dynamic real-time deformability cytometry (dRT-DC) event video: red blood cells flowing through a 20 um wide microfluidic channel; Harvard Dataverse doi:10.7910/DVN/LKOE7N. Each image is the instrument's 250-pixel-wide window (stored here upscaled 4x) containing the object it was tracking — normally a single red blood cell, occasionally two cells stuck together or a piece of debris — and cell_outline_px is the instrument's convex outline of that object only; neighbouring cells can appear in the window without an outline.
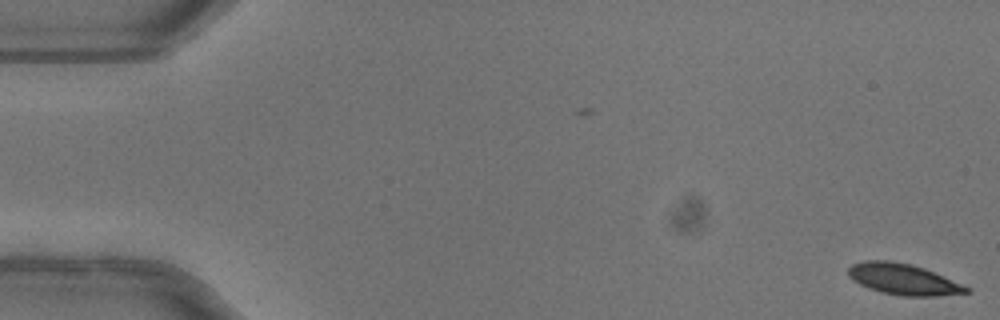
{"species": "common noctule bat (a hibernating species)", "species_latin": "Nyctalus noctula", "temperature_condition": "warm", "stored_images_in_passage": 52, "camera_frame_rate_fps": 3000, "um_per_image_px": 0.085, "animal": {"sex": "female"}, "frame": {"image": 1, "passage_image": 1, "time_ms": 0.0, "image_size_px": [1000, 320], "cell_outline_px": [[972, 292], [932, 296], [900, 296], [880, 292], [868, 288], [852, 280], [848, 276], [848, 268], [852, 264], [864, 260], [892, 260], [912, 264], [924, 268], [972, 288]], "centroid_in_image_um": [76.76, 23.73], "position_along_channel_um": 8.2, "area_um2": 21.56}}
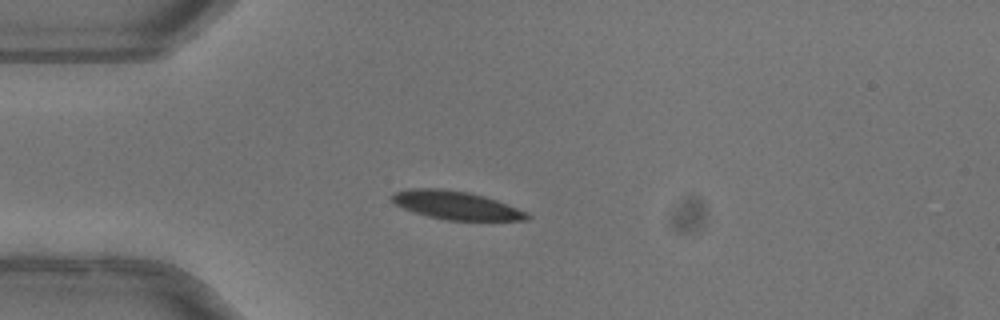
{"frame": {"image": 2, "passage_image": 14, "time_ms": 4.333, "image_size_px": [1000, 320], "cell_outline_px": [[532, 216], [528, 220], [444, 220], [412, 212], [396, 204], [388, 196], [392, 192], [412, 188], [440, 188], [468, 192], [484, 196], [508, 204], [528, 212]], "centroid_in_image_um": [38.75, 17.44], "position_along_channel_um": 46.3, "area_um2": 22.48}}
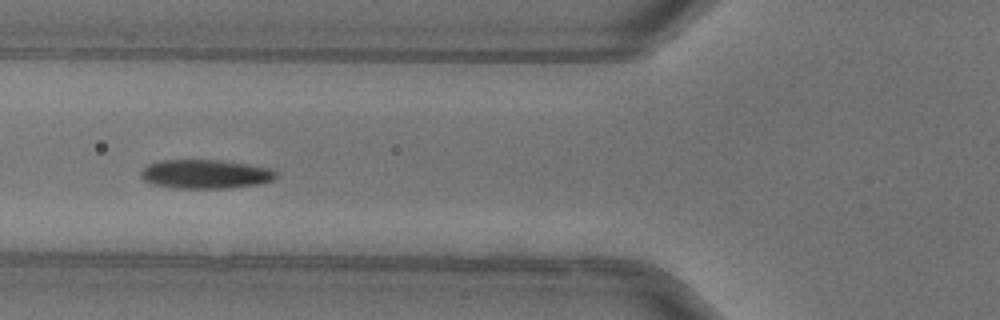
{"frame": {"image": 3, "passage_image": 20, "time_ms": 6.333, "image_size_px": [1000, 320], "cell_outline_px": [[276, 176], [272, 180], [256, 184], [228, 188], [172, 188], [152, 184], [144, 180], [140, 176], [140, 172], [148, 164], [160, 160], [220, 160], [248, 164], [272, 168], [276, 172]], "centroid_in_image_um": [17.43, 14.79], "position_along_channel_um": 108.4, "area_um2": 22.83}, "authors_computed_cell_mechanics": {"area_um2": 22.4553, "velocity_mm_per_s": 4.0127, "shape_relaxation_time_tau1_ms": 2.883, "shape_relaxation_time_tau2_ms": 6.4165, "deformation_change_tau1": 0.1322, "deformation_change_tau2": 0.0736}}